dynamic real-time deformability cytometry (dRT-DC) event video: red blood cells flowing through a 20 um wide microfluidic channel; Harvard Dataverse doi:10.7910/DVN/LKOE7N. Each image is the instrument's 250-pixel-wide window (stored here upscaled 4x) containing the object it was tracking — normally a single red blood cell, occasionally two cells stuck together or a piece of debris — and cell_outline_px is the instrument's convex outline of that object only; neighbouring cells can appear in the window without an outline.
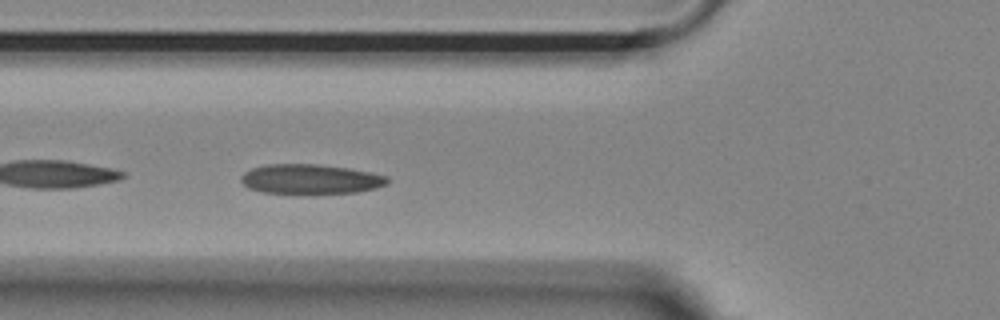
{"species": "Egyptian fruit bat (a non-hibernating species)", "species_latin": "Rousettus aegyptiacus", "temperature_condition": "room temperature", "stored_images_in_passage": 40, "camera_frame_rate_fps": 3000, "um_per_image_px": 0.085, "animal": {"sex": "female"}, "frame": {"image": 1, "passage_image": 4, "time_ms": 1.0, "image_size_px": [1000, 320], "cell_outline_px": [[388, 184], [376, 188], [356, 192], [308, 196], [260, 192], [248, 188], [240, 180], [240, 176], [244, 172], [252, 168], [268, 164], [316, 164], [348, 168], [372, 172], [388, 176]], "centroid_in_image_um": [26.38, 15.27], "position_along_channel_um": 99.4, "area_um2": 26.36}}
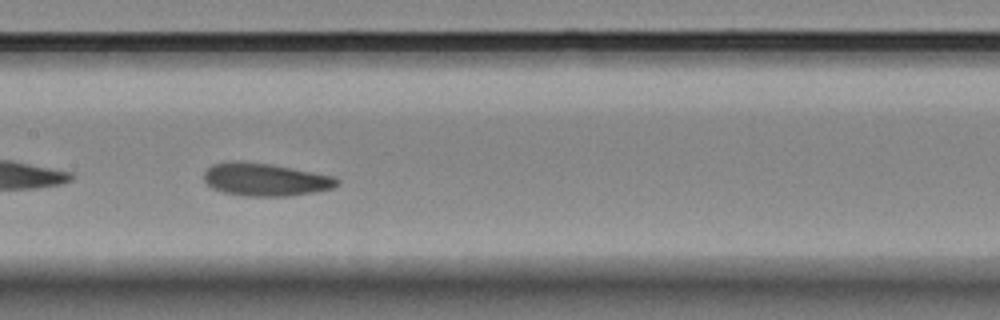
{"frame": {"image": 2, "passage_image": 11, "time_ms": 3.333, "image_size_px": [1000, 320], "cell_outline_px": [[340, 184], [332, 188], [316, 192], [292, 196], [244, 196], [224, 192], [212, 188], [204, 180], [204, 172], [212, 164], [228, 160], [240, 160], [268, 164], [332, 176], [340, 180]], "centroid_in_image_um": [22.52, 15.26], "position_along_channel_um": 184.9, "area_um2": 25.49}}
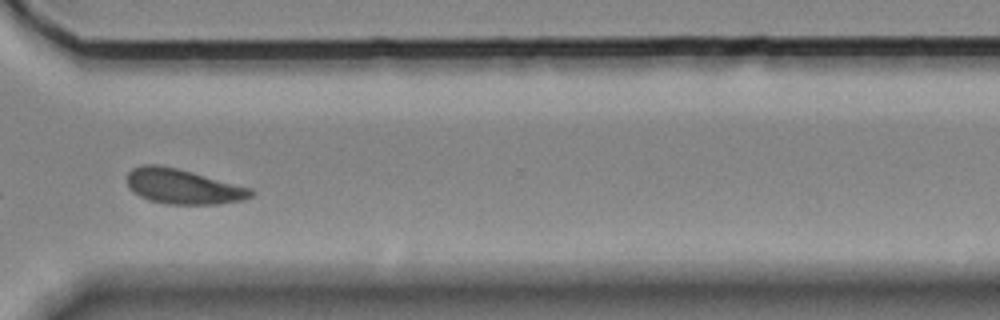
{"frame": {"image": 3, "passage_image": 25, "time_ms": 8.0, "image_size_px": [1000, 320], "cell_outline_px": [[256, 192], [252, 196], [244, 200], [220, 204], [164, 204], [140, 196], [128, 184], [128, 172], [132, 168], [140, 164], [160, 164], [192, 172], [252, 188]], "centroid_in_image_um": [15.6, 15.85], "position_along_channel_um": 355.0, "area_um2": 25.2}, "authors_computed_cell_mechanics": {"area_um2": 24.7673, "velocity_mm_per_s": 3.6508, "shape_relaxation_time_tau1_ms": 6.585, "shape_relaxation_time_tau2_ms": 2.6315, "deformation_change_tau1": 0.1411, "deformation_change_tau2": 0.087}}